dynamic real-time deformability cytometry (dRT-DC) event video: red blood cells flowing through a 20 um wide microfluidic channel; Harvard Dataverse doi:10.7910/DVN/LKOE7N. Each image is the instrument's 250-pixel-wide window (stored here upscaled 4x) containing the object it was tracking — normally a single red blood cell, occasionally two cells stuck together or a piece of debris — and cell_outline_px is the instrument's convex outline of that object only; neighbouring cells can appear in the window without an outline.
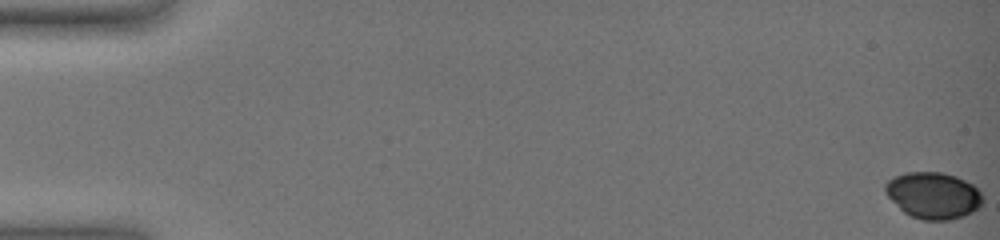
{"species": "common noctule bat (a hibernating species)", "species_latin": "Nyctalus noctula", "temperature_condition": "warm", "stored_images_in_passage": 56, "camera_frame_rate_fps": 3000, "um_per_image_px": 0.085, "animal": {"sex": "female", "body_mass_g": 19.0, "forearm_length_mm": 51.5}, "frame": {"image": 1, "passage_image": 1, "time_ms": 0.0, "image_size_px": [1000, 240], "cell_outline_px": [[984, 200], [980, 208], [964, 216], [948, 220], [924, 220], [912, 216], [904, 212], [884, 192], [884, 184], [892, 176], [904, 172], [940, 172], [956, 176], [972, 184], [984, 196]], "centroid_in_image_um": [79.33, 16.6], "position_along_channel_um": 5.7, "area_um2": 26.59}}
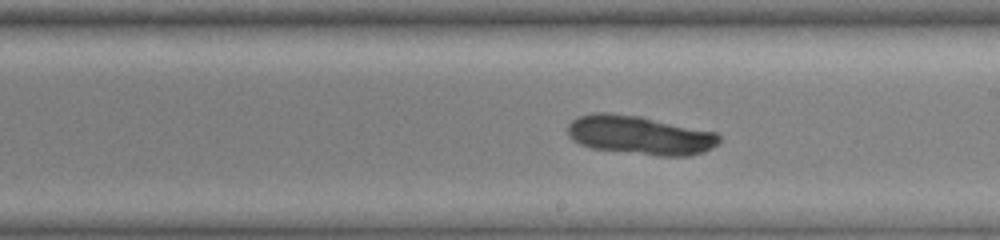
{"frame": {"image": 2, "passage_image": 36, "time_ms": 11.667, "image_size_px": [1000, 240], "cell_outline_px": [[720, 144], [704, 152], [688, 156], [660, 156], [592, 148], [580, 144], [572, 140], [568, 136], [568, 124], [572, 120], [580, 116], [596, 112], [604, 112], [640, 116], [716, 132], [720, 136]], "centroid_in_image_um": [54.41, 11.49], "position_along_channel_um": 234.6, "area_um2": 34.39}}
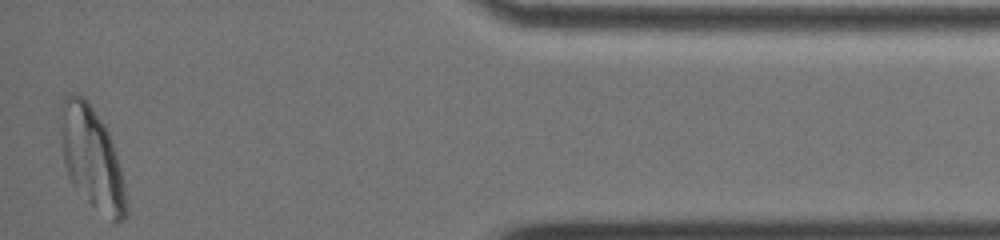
{"frame": {"image": 3, "passage_image": 56, "time_ms": 18.333, "image_size_px": [1000, 240], "cell_outline_px": [[128, 212], [124, 220], [116, 224], [112, 224], [88, 200], [68, 176], [64, 164], [60, 140], [60, 104], [64, 96], [72, 92], [80, 92], [88, 100], [108, 132], [124, 180], [128, 208]], "centroid_in_image_um": [7.8, 13.41], "position_along_channel_um": 427.4, "area_um2": 39.19}}